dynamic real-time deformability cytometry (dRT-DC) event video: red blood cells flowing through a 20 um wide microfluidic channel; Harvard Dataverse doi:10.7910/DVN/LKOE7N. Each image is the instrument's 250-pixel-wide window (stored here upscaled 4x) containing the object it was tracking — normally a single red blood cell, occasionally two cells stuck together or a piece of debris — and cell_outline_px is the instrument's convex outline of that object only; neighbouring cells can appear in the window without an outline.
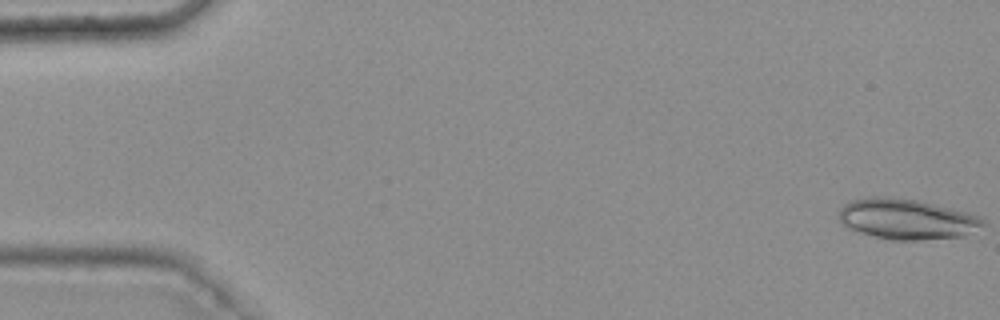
{"species": "common noctule bat (a hibernating species)", "species_latin": "Nyctalus noctula", "temperature_condition": "warm", "stored_images_in_passage": 46, "camera_frame_rate_fps": 3000, "um_per_image_px": 0.085, "animal": {"sex": "female", "body_mass_g": 25.1}, "frame": {"image": 1, "passage_image": 1, "time_ms": 0.0, "image_size_px": [1000, 320], "cell_outline_px": [[984, 224], [964, 236], [916, 240], [888, 240], [860, 232], [848, 228], [840, 220], [840, 208], [848, 200], [872, 196], [884, 196], [920, 200], [980, 216], [984, 220]], "centroid_in_image_um": [77.04, 18.61], "position_along_channel_um": 8.0, "area_um2": 33.87}}
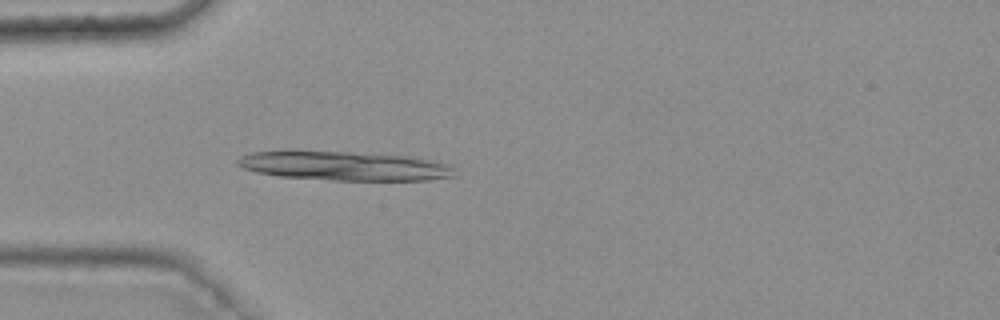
{"frame": {"image": 2, "passage_image": 16, "time_ms": 5.0, "image_size_px": [1000, 320], "cell_outline_px": [[456, 176], [428, 180], [332, 180], [280, 176], [256, 172], [244, 168], [236, 164], [236, 160], [240, 156], [252, 152], [352, 152], [404, 156], [432, 160], [456, 168]], "centroid_in_image_um": [29.31, 14.12], "position_along_channel_um": 55.7, "area_um2": 36.24}}